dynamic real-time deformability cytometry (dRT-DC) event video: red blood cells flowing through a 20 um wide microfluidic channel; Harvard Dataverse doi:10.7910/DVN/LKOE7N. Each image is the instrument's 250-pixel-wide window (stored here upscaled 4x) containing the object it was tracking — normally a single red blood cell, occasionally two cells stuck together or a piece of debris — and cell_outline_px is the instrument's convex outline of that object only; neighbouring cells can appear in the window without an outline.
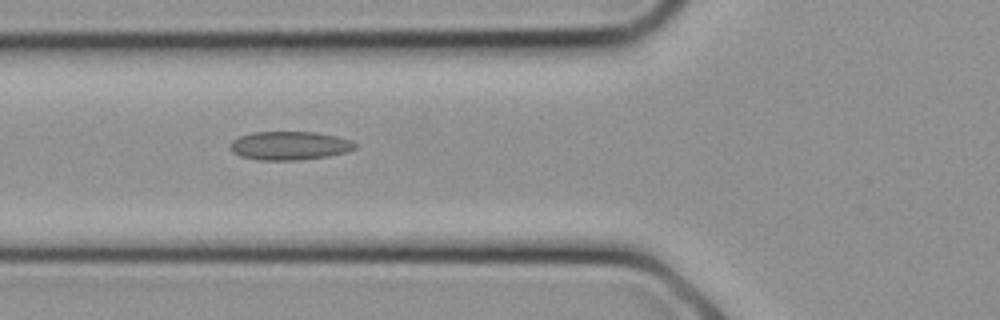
{"species": "common noctule bat (a hibernating species)", "species_latin": "Nyctalus noctula", "temperature_condition": "cold", "stored_images_in_passage": 19, "camera_frame_rate_fps": 3000, "um_per_image_px": 0.085, "animal": {"sex": "female", "body_mass_g": 21.9}, "frame": {"image": 1, "passage_image": 4, "time_ms": 1.0, "image_size_px": [1000, 320], "cell_outline_px": [[356, 148], [348, 152], [328, 156], [300, 160], [260, 160], [240, 156], [232, 152], [228, 148], [228, 144], [232, 140], [240, 136], [252, 132], [316, 132], [336, 136], [352, 140], [356, 144]], "centroid_in_image_um": [24.6, 12.38], "position_along_channel_um": 101.2, "area_um2": 21.04}}
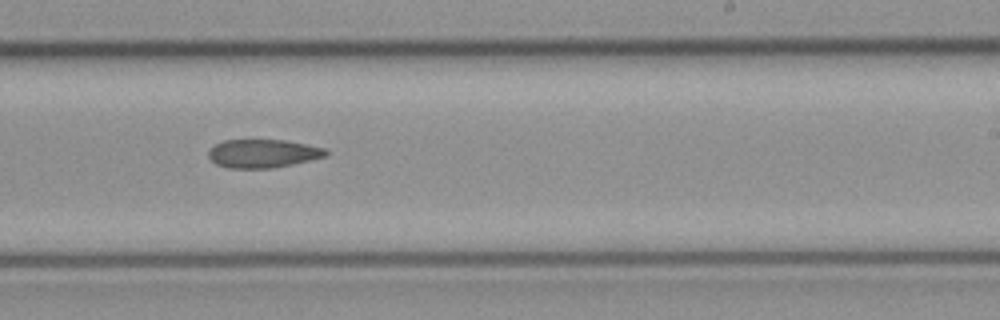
{"frame": {"image": 2, "passage_image": 10, "time_ms": 3.0, "image_size_px": [1000, 320], "cell_outline_px": [[328, 156], [292, 164], [272, 168], [228, 168], [216, 164], [208, 156], [208, 152], [216, 144], [224, 140], [284, 140], [328, 148]], "centroid_in_image_um": [22.39, 13.05], "position_along_channel_um": 266.6, "area_um2": 19.42}}
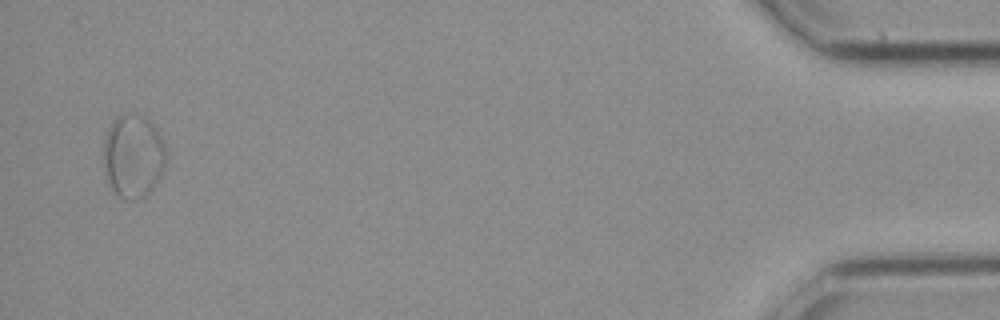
{"frame": {"image": 3, "passage_image": 19, "time_ms": 6.0, "image_size_px": [1000, 320], "cell_outline_px": [[164, 168], [156, 184], [148, 196], [136, 200], [124, 200], [112, 188], [108, 180], [104, 168], [104, 136], [108, 128], [120, 116], [136, 112], [144, 116], [152, 124], [160, 136], [164, 144]], "centroid_in_image_um": [11.32, 13.29], "position_along_channel_um": 423.9, "area_um2": 30.17}}